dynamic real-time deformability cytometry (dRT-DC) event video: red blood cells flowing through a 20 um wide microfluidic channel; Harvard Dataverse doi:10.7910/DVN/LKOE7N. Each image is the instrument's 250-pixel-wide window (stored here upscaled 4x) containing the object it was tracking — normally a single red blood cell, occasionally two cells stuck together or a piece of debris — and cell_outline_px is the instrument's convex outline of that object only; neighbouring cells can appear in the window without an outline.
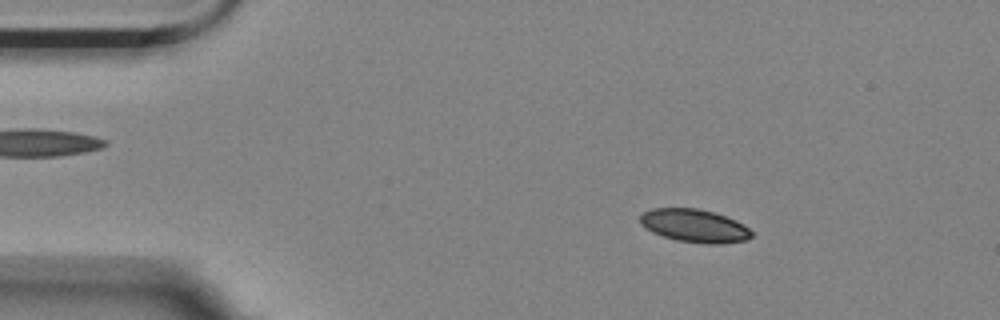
{"species": "Egyptian fruit bat (a non-hibernating species)", "species_latin": "Rousettus aegyptiacus", "temperature_condition": "room temperature", "stored_images_in_passage": 56, "camera_frame_rate_fps": 3000, "um_per_image_px": 0.085, "animal": {"sex": "female"}, "frame": {"image": 1, "passage_image": 8, "time_ms": 2.333, "image_size_px": [1000, 320], "cell_outline_px": [[752, 236], [748, 240], [720, 244], [708, 244], [676, 240], [652, 232], [644, 228], [640, 224], [640, 216], [644, 212], [652, 208], [696, 208], [712, 212], [736, 220], [748, 228], [752, 232]], "centroid_in_image_um": [59.02, 19.19], "position_along_channel_um": 26.0, "area_um2": 21.44}}
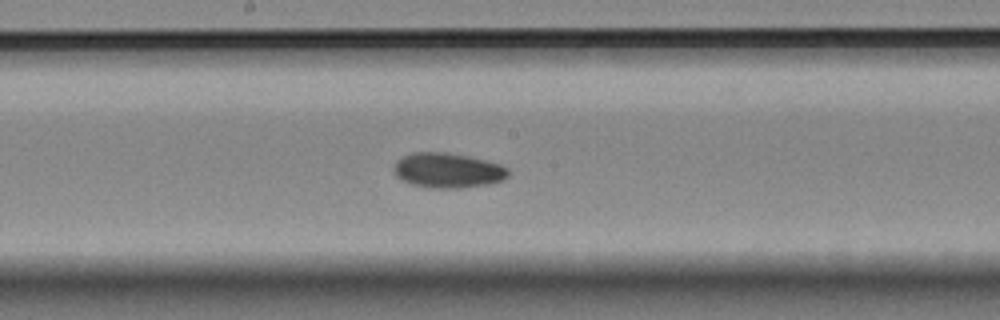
{"frame": {"image": 2, "passage_image": 29, "time_ms": 9.333, "image_size_px": [1000, 320], "cell_outline_px": [[508, 176], [504, 180], [488, 184], [460, 188], [428, 188], [412, 184], [400, 180], [396, 176], [396, 160], [412, 152], [444, 152], [484, 160], [500, 164], [508, 168]], "centroid_in_image_um": [38.06, 14.5], "position_along_channel_um": 210.1, "area_um2": 23.12}}
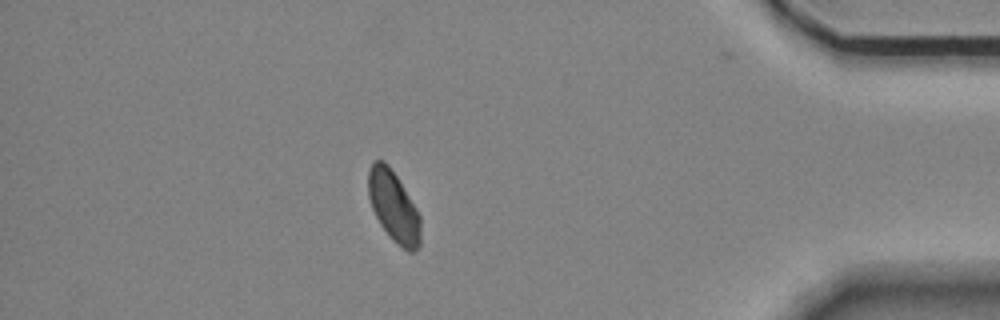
{"frame": {"image": 3, "passage_image": 49, "time_ms": 16.0, "image_size_px": [1000, 320], "cell_outline_px": [[420, 244], [412, 252], [408, 252], [392, 240], [380, 224], [372, 208], [368, 196], [368, 172], [372, 164], [376, 160], [384, 160], [388, 164], [396, 176], [416, 208], [420, 216]], "centroid_in_image_um": [33.45, 17.56], "position_along_channel_um": 401.8, "area_um2": 21.33}, "authors_computed_cell_mechanics": {"area_um2": 22.253, "velocity_mm_per_s": 3.4867, "shape_relaxation_time_tau1_ms": 3.141, "shape_relaxation_time_tau2_ms": 7.9676, "deformation_change_tau1": 0.0897, "deformation_change_tau2": 0.0949}}